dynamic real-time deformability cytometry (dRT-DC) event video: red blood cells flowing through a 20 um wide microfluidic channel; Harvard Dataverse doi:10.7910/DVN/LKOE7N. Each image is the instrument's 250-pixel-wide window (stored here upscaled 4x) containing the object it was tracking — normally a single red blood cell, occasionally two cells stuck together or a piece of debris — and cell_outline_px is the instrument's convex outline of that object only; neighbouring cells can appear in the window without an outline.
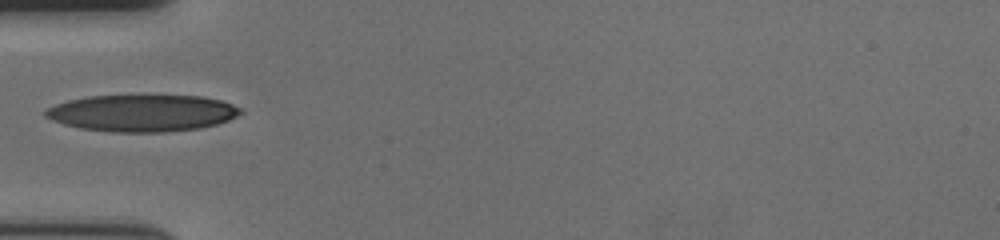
{"species": "human", "species_latin": "Homo sapiens", "temperature_condition": "cold", "stored_images_in_passage": 39, "camera_frame_rate_fps": 3000, "um_per_image_px": 0.085, "donor": {"sex": "female"}, "frame": {"image": 1, "passage_image": 1, "time_ms": 0.0, "image_size_px": [1000, 240], "cell_outline_px": [[244, 112], [228, 120], [216, 124], [200, 128], [164, 132], [112, 132], [80, 128], [64, 124], [52, 120], [44, 116], [44, 112], [48, 108], [56, 104], [68, 100], [88, 96], [204, 96], [220, 100], [244, 108]], "centroid_in_image_um": [12.11, 9.61], "position_along_channel_um": 72.9, "area_um2": 41.85}}
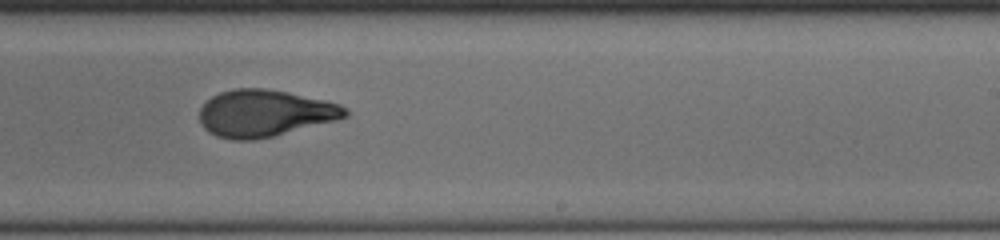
{"frame": {"image": 2, "passage_image": 17, "time_ms": 5.333, "image_size_px": [1000, 240], "cell_outline_px": [[348, 116], [336, 120], [272, 136], [252, 140], [232, 140], [216, 136], [208, 132], [200, 124], [200, 108], [212, 96], [220, 92], [236, 88], [268, 88], [288, 92], [324, 100], [340, 104], [348, 108]], "centroid_in_image_um": [22.48, 9.62], "position_along_channel_um": 266.5, "area_um2": 39.77}}
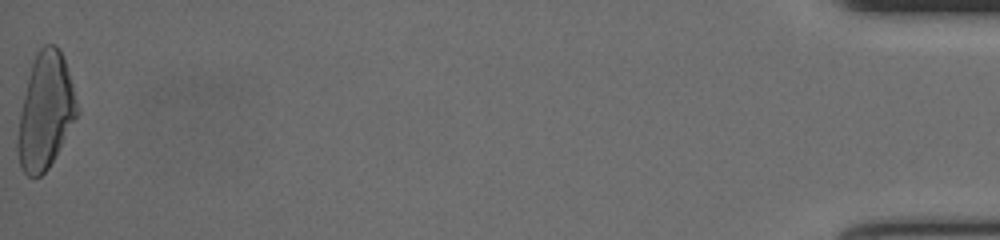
{"frame": {"image": 3, "passage_image": 39, "time_ms": 12.667, "image_size_px": [1000, 240], "cell_outline_px": [[80, 112], [48, 168], [40, 176], [28, 176], [20, 168], [16, 152], [16, 140], [20, 112], [28, 76], [36, 52], [44, 44], [56, 44], [60, 48], [80, 108]], "centroid_in_image_um": [3.85, 9.45], "position_along_channel_um": 431.3, "area_um2": 40.17}}